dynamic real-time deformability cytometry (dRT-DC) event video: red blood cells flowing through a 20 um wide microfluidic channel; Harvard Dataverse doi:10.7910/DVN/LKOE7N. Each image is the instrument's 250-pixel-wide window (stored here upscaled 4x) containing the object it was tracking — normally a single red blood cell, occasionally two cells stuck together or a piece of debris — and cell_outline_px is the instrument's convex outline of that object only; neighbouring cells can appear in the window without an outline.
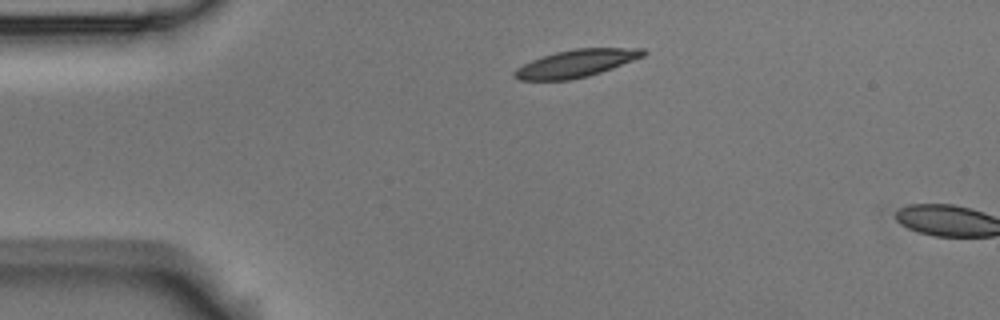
{"species": "Egyptian fruit bat (a non-hibernating species)", "species_latin": "Rousettus aegyptiacus", "temperature_condition": "room temperature", "stored_images_in_passage": 2, "segment_of_instrument_passage": [1, 2], "camera_frame_rate_fps": 3000, "um_per_image_px": 0.085, "animal": {"sex": "male"}, "frame": {"image": 1, "passage_image": 1, "time_ms": 0.0, "image_size_px": [1000, 320], "cell_outline_px": [[648, 52], [644, 56], [600, 72], [588, 76], [572, 80], [520, 80], [512, 76], [512, 72], [516, 68], [532, 60], [556, 52], [576, 48], [644, 48]], "centroid_in_image_um": [48.96, 5.39], "position_along_channel_um": 36.0, "area_um2": 20.52}}